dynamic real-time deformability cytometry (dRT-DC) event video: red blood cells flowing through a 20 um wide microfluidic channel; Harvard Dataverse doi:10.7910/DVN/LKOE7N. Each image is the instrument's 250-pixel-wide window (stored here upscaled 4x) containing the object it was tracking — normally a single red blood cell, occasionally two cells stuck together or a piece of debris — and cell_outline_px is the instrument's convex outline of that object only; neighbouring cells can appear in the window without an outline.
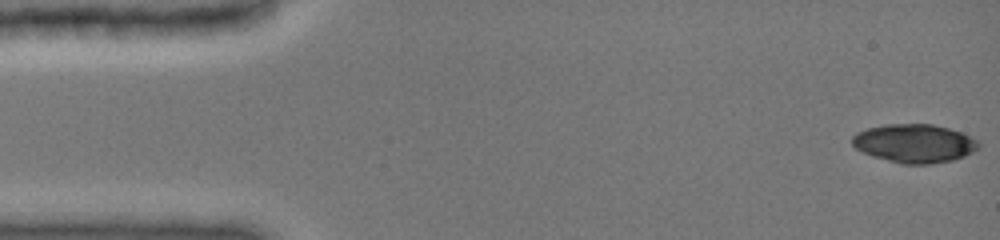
{"species": "common noctule bat (a hibernating species)", "species_latin": "Nyctalus noctula", "temperature_condition": "cold", "stored_images_in_passage": 47, "camera_frame_rate_fps": 3000, "um_per_image_px": 0.085, "animal": {"sex": "female", "body_mass_g": 19.0, "forearm_length_mm": 51.5}, "frame": {"image": 1, "passage_image": 1, "time_ms": 0.0, "image_size_px": [1000, 240], "cell_outline_px": [[980, 148], [964, 156], [952, 160], [928, 164], [900, 164], [872, 156], [856, 148], [852, 144], [852, 136], [856, 132], [868, 128], [884, 124], [932, 124], [948, 128], [960, 132], [980, 140]], "centroid_in_image_um": [77.73, 12.18], "position_along_channel_um": 7.3, "area_um2": 28.5}}
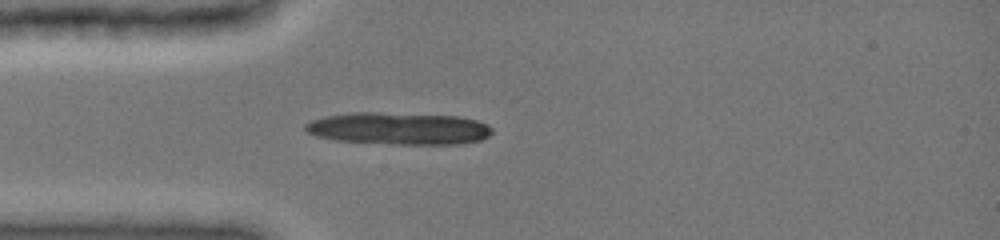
{"frame": {"image": 2, "passage_image": 13, "time_ms": 4.0, "image_size_px": [1000, 240], "cell_outline_px": [[492, 132], [488, 136], [480, 140], [460, 144], [392, 144], [336, 140], [316, 136], [308, 132], [304, 128], [304, 124], [312, 120], [324, 116], [352, 112], [376, 112], [456, 116], [476, 120], [488, 124], [492, 128]], "centroid_in_image_um": [33.88, 10.92], "position_along_channel_um": 51.1, "area_um2": 35.08}}